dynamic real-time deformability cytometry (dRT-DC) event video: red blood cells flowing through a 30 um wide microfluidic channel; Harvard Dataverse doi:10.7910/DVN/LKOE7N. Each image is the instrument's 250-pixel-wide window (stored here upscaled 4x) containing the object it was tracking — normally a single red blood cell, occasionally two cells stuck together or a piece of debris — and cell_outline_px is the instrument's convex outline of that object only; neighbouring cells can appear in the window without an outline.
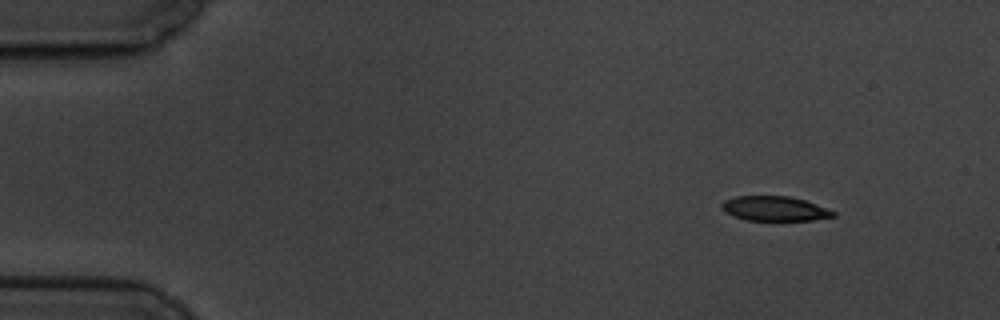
{"species": "common noctule bat (a hibernating species)", "species_latin": "Nyctalus noctula", "temperature_condition": "cold", "stored_images_in_passage": 10, "camera_frame_rate_fps": 3000, "um_per_image_px": 0.085, "animal": {"sex": "male", "body_mass_g": 19.5, "forearm_length_mm": 54.6}, "frame": {"image": 1, "passage_image": 1, "time_ms": 0.0, "image_size_px": [1000, 320], "cell_outline_px": [[836, 216], [812, 220], [744, 220], [732, 216], [724, 212], [720, 208], [720, 204], [724, 200], [736, 196], [792, 196], [804, 200], [836, 212]], "centroid_in_image_um": [65.78, 17.73], "position_along_channel_um": 19.2, "area_um2": 16.13}}
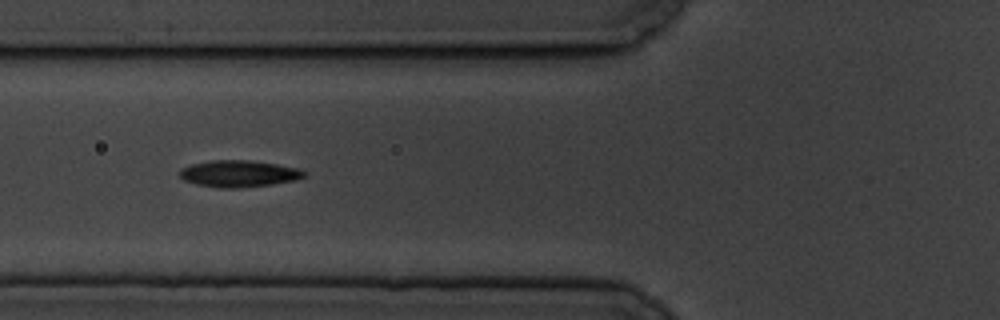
{"frame": {"image": 2, "passage_image": 6, "time_ms": 5.333, "image_size_px": [1000, 320], "cell_outline_px": [[304, 176], [296, 180], [272, 184], [240, 188], [220, 188], [196, 184], [184, 180], [180, 176], [180, 168], [192, 164], [212, 160], [248, 160], [276, 164], [300, 168], [304, 172]], "centroid_in_image_um": [20.29, 14.76], "position_along_channel_um": 105.5, "area_um2": 19.31}}
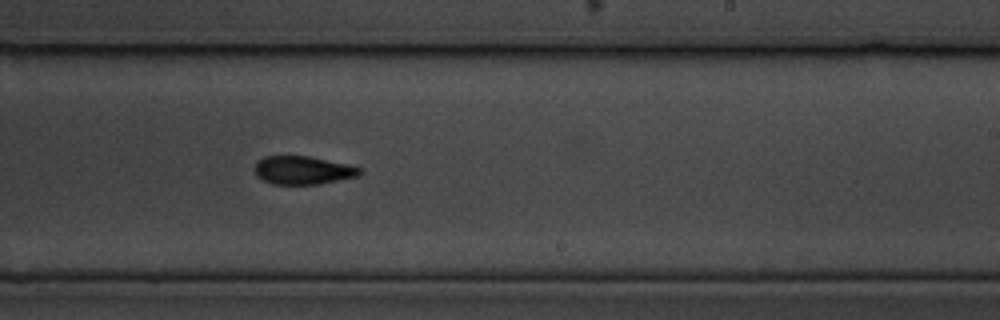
{"frame": {"image": 3, "passage_image": 10, "time_ms": 10.0, "image_size_px": [1000, 320], "cell_outline_px": [[360, 176], [320, 184], [272, 184], [256, 176], [256, 160], [264, 156], [308, 156], [348, 164], [360, 168]], "centroid_in_image_um": [25.74, 14.47], "position_along_channel_um": 263.3, "area_um2": 17.28}}